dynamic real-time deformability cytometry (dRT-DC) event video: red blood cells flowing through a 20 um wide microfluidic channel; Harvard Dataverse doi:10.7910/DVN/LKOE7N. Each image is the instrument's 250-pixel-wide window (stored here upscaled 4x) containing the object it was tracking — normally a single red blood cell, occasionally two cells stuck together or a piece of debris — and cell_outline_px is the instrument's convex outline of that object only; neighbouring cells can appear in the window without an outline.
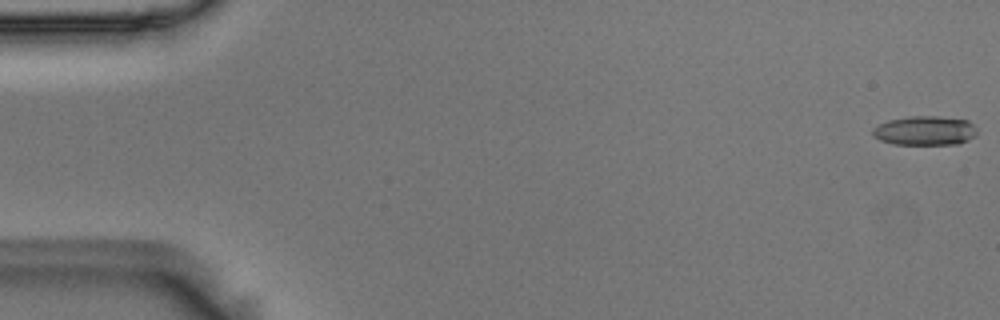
{"species": "Egyptian fruit bat (a non-hibernating species)", "species_latin": "Rousettus aegyptiacus", "temperature_condition": "room temperature", "stored_images_in_passage": 56, "camera_frame_rate_fps": 3000, "um_per_image_px": 0.085, "animal": {"sex": "male"}, "frame": {"image": 1, "passage_image": 1, "time_ms": 0.0, "image_size_px": [1000, 320], "cell_outline_px": [[976, 136], [960, 144], [896, 144], [880, 140], [872, 136], [872, 128], [888, 120], [908, 116], [940, 116], [968, 120], [976, 128]], "centroid_in_image_um": [78.63, 11.1], "position_along_channel_um": 6.4, "area_um2": 17.92}}
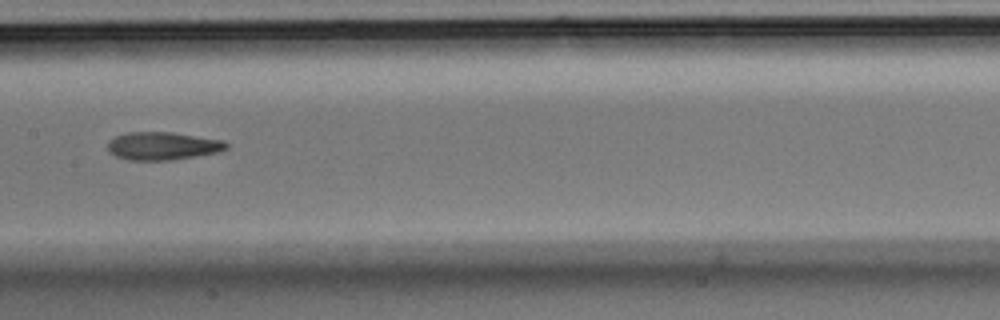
{"frame": {"image": 2, "passage_image": 28, "time_ms": 9.0, "image_size_px": [1000, 320], "cell_outline_px": [[228, 148], [220, 152], [172, 160], [128, 160], [116, 156], [108, 152], [108, 140], [116, 136], [128, 132], [172, 132], [224, 140], [228, 144]], "centroid_in_image_um": [13.84, 12.4], "position_along_channel_um": 193.6, "area_um2": 19.48}}
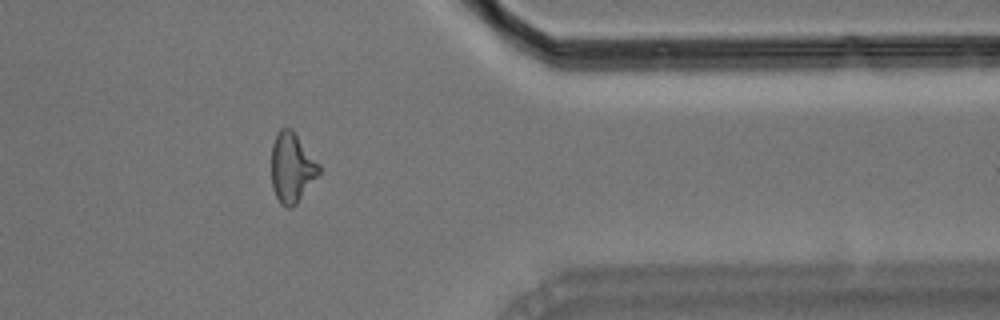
{"frame": {"image": 3, "passage_image": 45, "time_ms": 14.667, "image_size_px": [1000, 320], "cell_outline_px": [[320, 172], [296, 204], [292, 208], [284, 208], [280, 204], [272, 188], [272, 144], [280, 128], [292, 128], [320, 164]], "centroid_in_image_um": [24.81, 14.25], "position_along_channel_um": 386.6, "area_um2": 19.36}, "authors_computed_cell_mechanics": {"area_um2": 19.0162, "velocity_mm_per_s": 3.6789, "shape_relaxation_time_tau1_ms": 7.6332, "shape_relaxation_time_tau2_ms": 3.8364, "deformation_change_tau1": 0.198, "deformation_change_tau2": 0.1301}}